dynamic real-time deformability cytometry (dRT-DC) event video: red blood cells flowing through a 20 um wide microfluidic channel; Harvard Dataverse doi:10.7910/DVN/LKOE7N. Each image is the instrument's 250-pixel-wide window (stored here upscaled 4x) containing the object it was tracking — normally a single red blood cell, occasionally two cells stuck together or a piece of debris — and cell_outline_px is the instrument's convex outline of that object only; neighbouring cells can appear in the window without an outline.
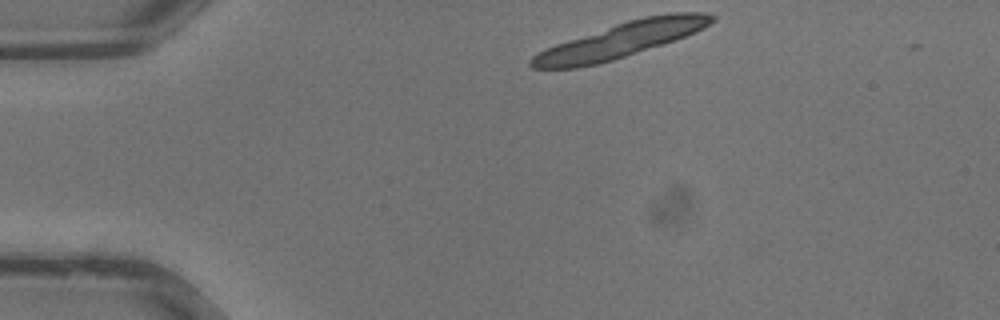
{"species": "common noctule bat (a hibernating species)", "species_latin": "Nyctalus noctula", "temperature_condition": "warm", "stored_images_in_passage": 3, "camera_frame_rate_fps": 3000, "um_per_image_px": 0.085, "animal": {"sex": "male", "body_mass_g": 13.3}, "frame": {"image": 1, "passage_image": 1, "time_ms": 0.0, "image_size_px": [1000, 320], "cell_outline_px": [[716, 20], [704, 28], [676, 40], [612, 60], [596, 64], [576, 68], [532, 68], [528, 64], [528, 60], [532, 56], [544, 48], [628, 20], [644, 16], [668, 12], [704, 12], [716, 16]], "centroid_in_image_um": [52.78, 3.4], "position_along_channel_um": 32.2, "area_um2": 36.65}}